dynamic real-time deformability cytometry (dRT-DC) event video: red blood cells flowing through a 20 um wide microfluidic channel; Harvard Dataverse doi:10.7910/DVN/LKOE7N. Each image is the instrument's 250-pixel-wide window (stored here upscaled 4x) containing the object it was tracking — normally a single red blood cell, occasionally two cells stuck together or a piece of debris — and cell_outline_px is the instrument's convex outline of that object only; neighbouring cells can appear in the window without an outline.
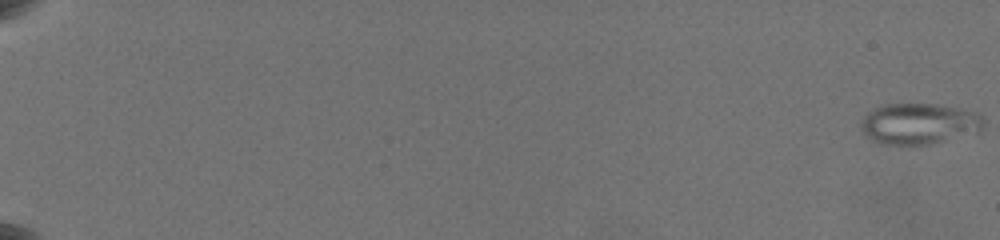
{"species": "common noctule bat (a hibernating species)", "species_latin": "Nyctalus noctula", "temperature_condition": "warm", "stored_images_in_passage": 51, "segment_of_instrument_passage": [1, 2], "camera_frame_rate_fps": 3000, "um_per_image_px": 0.085, "animal": {"sex": "female", "body_mass_g": 19.5, "forearm_length_mm": 54.1}, "frame": {"image": 1, "passage_image": 1, "time_ms": 0.0, "image_size_px": [1000, 240], "cell_outline_px": [[984, 124], [980, 132], [928, 144], [880, 144], [864, 136], [860, 128], [860, 124], [864, 116], [868, 112], [880, 104], [936, 104], [960, 108], [980, 112], [984, 120]], "centroid_in_image_um": [78.12, 10.5], "position_along_channel_um": 6.9, "area_um2": 29.65}}
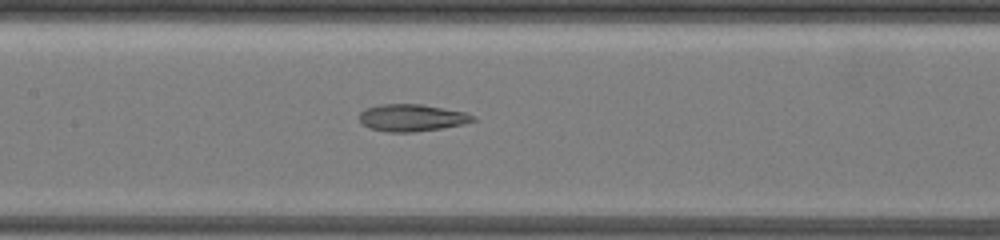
{"frame": {"image": 2, "passage_image": 28, "time_ms": 11.333, "image_size_px": [1000, 240], "cell_outline_px": [[476, 120], [460, 124], [440, 128], [416, 132], [388, 132], [368, 128], [360, 120], [360, 112], [368, 108], [380, 104], [420, 104], [464, 112], [472, 116]], "centroid_in_image_um": [34.95, 10.01], "position_along_channel_um": 172.4, "area_um2": 17.57}}
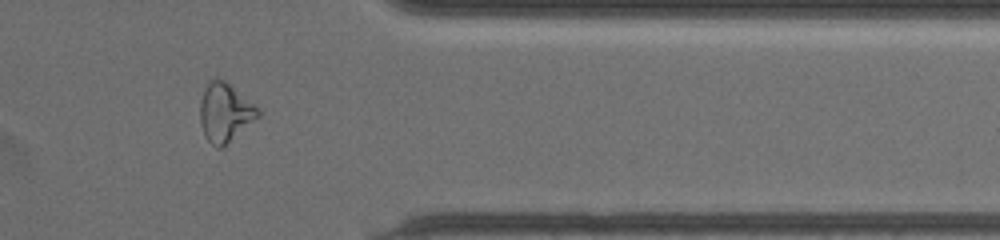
{"frame": {"image": 3, "passage_image": 42, "time_ms": 17.667, "image_size_px": [1000, 240], "cell_outline_px": [[260, 116], [220, 148], [216, 148], [204, 136], [200, 120], [200, 100], [208, 84], [216, 76], [224, 80], [252, 104], [260, 112]], "centroid_in_image_um": [19.08, 9.57], "position_along_channel_um": 392.3, "area_um2": 19.13}}